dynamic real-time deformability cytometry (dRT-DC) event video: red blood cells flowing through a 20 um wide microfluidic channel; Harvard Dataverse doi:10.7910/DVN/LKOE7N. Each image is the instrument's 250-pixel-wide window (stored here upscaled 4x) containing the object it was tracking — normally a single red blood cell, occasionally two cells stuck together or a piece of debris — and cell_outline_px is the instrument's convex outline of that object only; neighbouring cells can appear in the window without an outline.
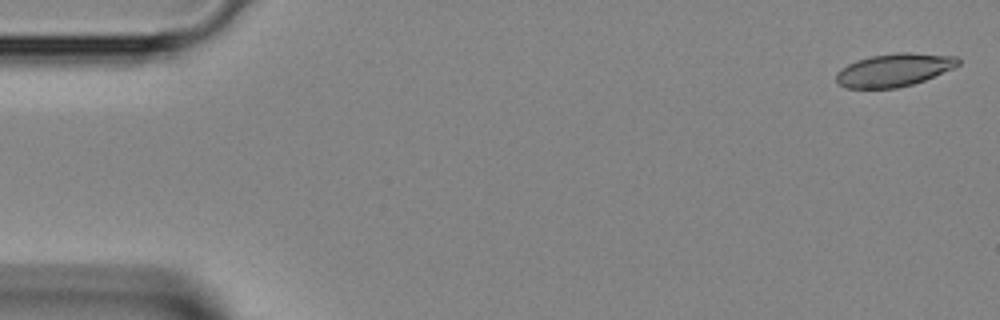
{"species": "Egyptian fruit bat (a non-hibernating species)", "species_latin": "Rousettus aegyptiacus", "temperature_condition": "room temperature", "stored_images_in_passage": 43, "camera_frame_rate_fps": 3000, "um_per_image_px": 0.085, "animal": {"sex": "female"}, "frame": {"image": 1, "passage_image": 1, "time_ms": 0.0, "image_size_px": [1000, 320], "cell_outline_px": [[960, 64], [952, 68], [924, 80], [912, 84], [896, 88], [844, 88], [836, 84], [836, 72], [840, 68], [856, 60], [872, 56], [896, 52], [908, 52], [956, 56], [960, 60]], "centroid_in_image_um": [75.95, 5.95], "position_along_channel_um": 9.1, "area_um2": 23.47}}
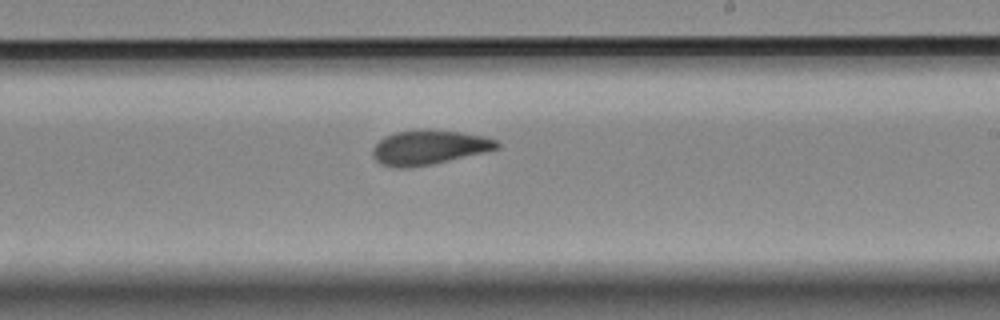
{"frame": {"image": 2, "passage_image": 25, "time_ms": 8.0, "image_size_px": [1000, 320], "cell_outline_px": [[500, 148], [484, 152], [432, 164], [408, 168], [396, 168], [384, 164], [376, 160], [372, 156], [372, 148], [384, 136], [396, 132], [460, 132], [484, 136], [496, 140], [500, 144]], "centroid_in_image_um": [36.46, 12.57], "position_along_channel_um": 252.5, "area_um2": 24.1}}
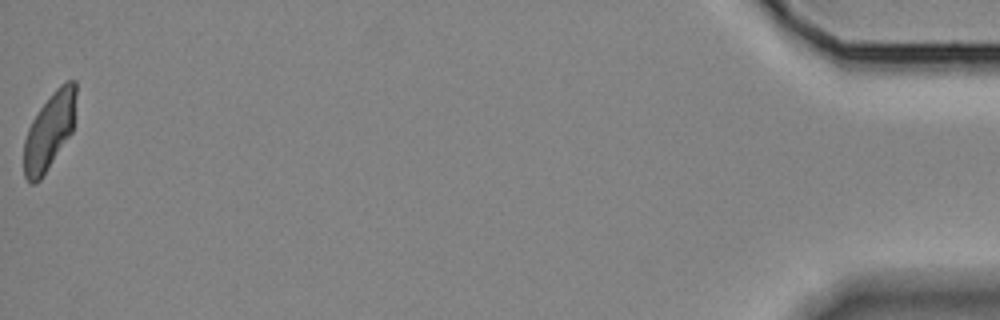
{"frame": {"image": 3, "passage_image": 43, "time_ms": 14.0, "image_size_px": [1000, 320], "cell_outline_px": [[76, 96], [72, 132], [40, 180], [36, 184], [28, 184], [24, 176], [24, 140], [28, 128], [32, 120], [40, 108], [52, 92], [64, 80], [76, 80]], "centroid_in_image_um": [4.19, 11.14], "position_along_channel_um": 431.0, "area_um2": 23.35}}